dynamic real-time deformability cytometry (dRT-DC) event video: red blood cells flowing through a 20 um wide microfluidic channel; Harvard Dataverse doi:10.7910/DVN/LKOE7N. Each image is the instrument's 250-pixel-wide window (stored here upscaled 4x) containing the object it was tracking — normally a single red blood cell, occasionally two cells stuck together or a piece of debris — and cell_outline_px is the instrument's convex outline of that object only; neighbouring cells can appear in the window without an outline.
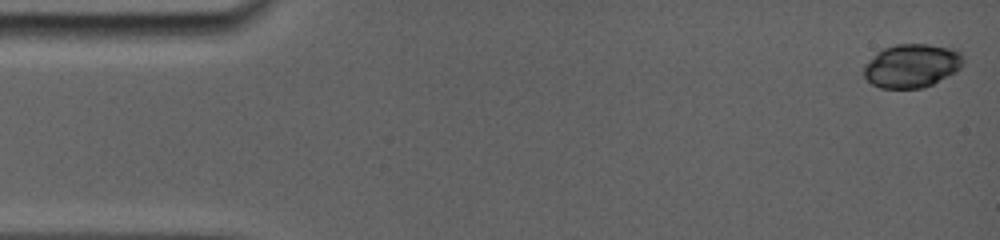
{"species": "common noctule bat (a hibernating species)", "species_latin": "Nyctalus noctula", "temperature_condition": "room temperature", "stored_images_in_passage": 40, "camera_frame_rate_fps": 5000, "um_per_image_px": 0.085, "animal": {"sex": "female", "body_mass_g": 19.0, "forearm_length_mm": 56.7}, "frame": {"image": 1, "passage_image": 1, "time_ms": 0.0, "image_size_px": [1000, 240], "cell_outline_px": [[964, 64], [956, 72], [924, 88], [880, 88], [872, 84], [864, 76], [864, 64], [876, 52], [884, 48], [896, 44], [928, 44], [960, 48], [964, 56]], "centroid_in_image_um": [77.55, 5.57], "position_along_channel_um": 7.4, "area_um2": 25.78}}
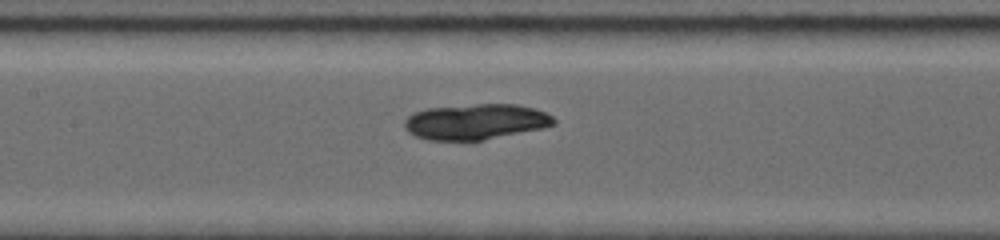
{"frame": {"image": 2, "passage_image": 23, "time_ms": 7.4, "image_size_px": [1000, 240], "cell_outline_px": [[556, 120], [552, 124], [540, 128], [480, 140], [432, 140], [416, 136], [404, 124], [404, 120], [408, 116], [416, 112], [428, 108], [476, 104], [516, 104], [536, 108], [552, 116]], "centroid_in_image_um": [40.44, 10.33], "position_along_channel_um": 167.0, "area_um2": 30.29}}
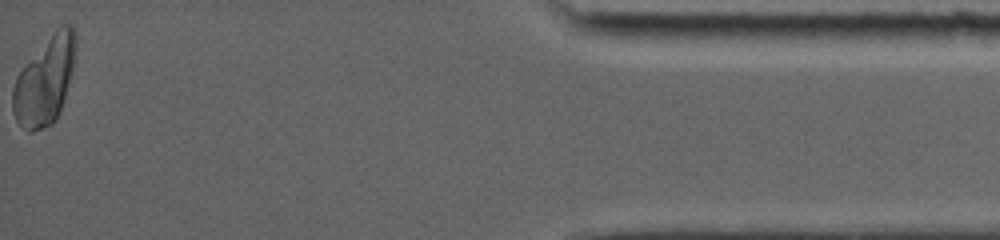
{"frame": {"image": 3, "passage_image": 40, "time_ms": 16.2, "image_size_px": [1000, 240], "cell_outline_px": [[76, 56], [60, 112], [56, 120], [52, 124], [32, 132], [28, 132], [16, 120], [12, 112], [12, 88], [16, 76], [56, 28], [60, 24], [68, 24], [76, 28]], "centroid_in_image_um": [3.82, 6.85], "position_along_channel_um": 431.4, "area_um2": 32.14}}